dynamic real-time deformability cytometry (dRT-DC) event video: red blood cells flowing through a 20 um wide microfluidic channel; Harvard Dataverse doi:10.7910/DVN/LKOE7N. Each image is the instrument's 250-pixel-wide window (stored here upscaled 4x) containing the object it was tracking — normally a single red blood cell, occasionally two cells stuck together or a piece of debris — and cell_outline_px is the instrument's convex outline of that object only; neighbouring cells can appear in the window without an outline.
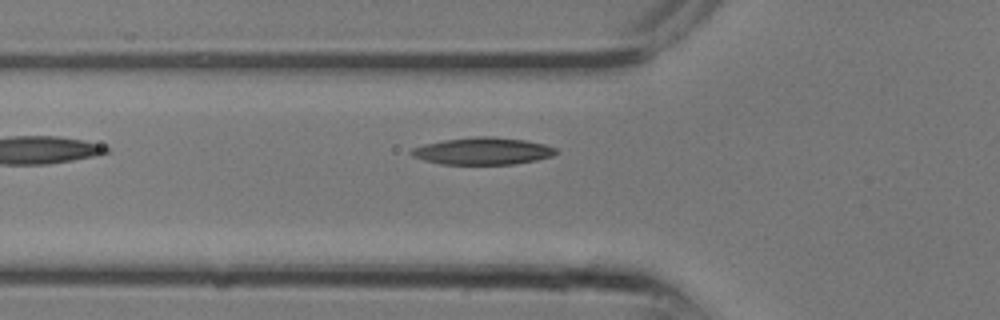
{"species": "common noctule bat (a hibernating species)", "species_latin": "Nyctalus noctula", "temperature_condition": "room temperature", "stored_images_in_passage": 6, "camera_frame_rate_fps": 3000, "um_per_image_px": 0.085, "animal": {"sex": "male", "body_mass_g": 13.3}, "frame": {"image": 1, "passage_image": 6, "time_ms": 1.667, "image_size_px": [1000, 320], "cell_outline_px": [[560, 152], [552, 156], [536, 160], [512, 164], [440, 164], [424, 160], [412, 156], [408, 152], [412, 148], [424, 144], [444, 140], [476, 136], [492, 136], [524, 140], [544, 144], [556, 148]], "centroid_in_image_um": [41.03, 12.84], "position_along_channel_um": 84.8, "area_um2": 22.89}}